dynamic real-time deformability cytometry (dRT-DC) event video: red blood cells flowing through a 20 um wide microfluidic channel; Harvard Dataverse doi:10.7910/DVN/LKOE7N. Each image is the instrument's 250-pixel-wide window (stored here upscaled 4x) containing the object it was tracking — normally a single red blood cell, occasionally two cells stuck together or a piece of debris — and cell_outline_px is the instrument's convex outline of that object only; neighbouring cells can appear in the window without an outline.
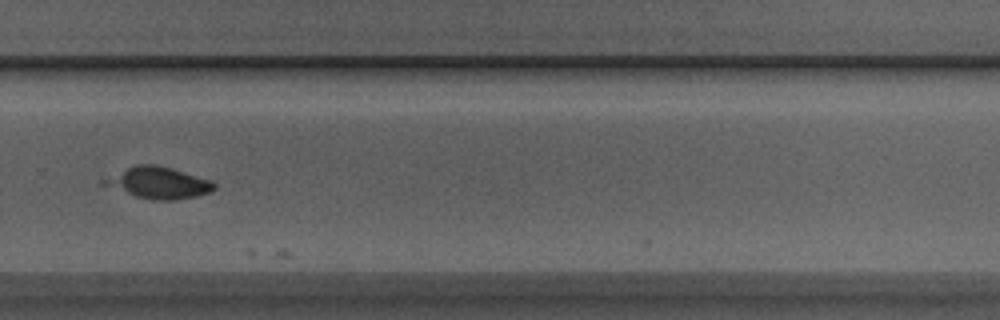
{"species": "Egyptian fruit bat (a non-hibernating species)", "species_latin": "Rousettus aegyptiacus", "temperature_condition": "room temperature", "stored_images_in_passage": 11, "camera_frame_rate_fps": 3000, "um_per_image_px": 0.085, "animal": {"sex": "male"}, "frame": {"image": 1, "passage_image": 10, "time_ms": 11.333, "image_size_px": [1000, 320], "cell_outline_px": [[216, 188], [212, 192], [196, 196], [176, 200], [152, 200], [136, 196], [100, 184], [100, 180], [136, 164], [156, 164], [172, 168], [212, 180], [216, 184]], "centroid_in_image_um": [13.49, 15.54], "position_along_channel_um": 316.3, "area_um2": 20.35}}